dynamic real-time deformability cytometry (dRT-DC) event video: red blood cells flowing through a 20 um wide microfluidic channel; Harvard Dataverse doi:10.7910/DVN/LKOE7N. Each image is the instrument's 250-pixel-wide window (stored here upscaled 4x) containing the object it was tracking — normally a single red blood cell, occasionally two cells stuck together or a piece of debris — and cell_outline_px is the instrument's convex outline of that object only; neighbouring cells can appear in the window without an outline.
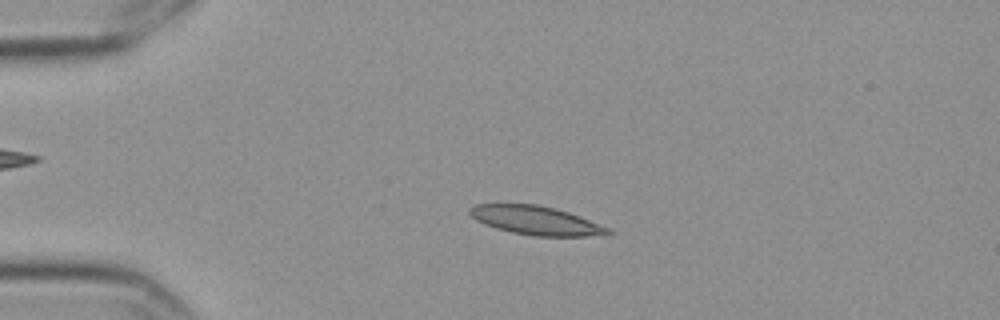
{"species": "Egyptian fruit bat (a non-hibernating species)", "species_latin": "Rousettus aegyptiacus", "temperature_condition": "cold", "stored_images_in_passage": 14, "camera_frame_rate_fps": 3000, "um_per_image_px": 0.085, "frame": {"image": 1, "passage_image": 3, "time_ms": 0.667, "image_size_px": [1000, 320], "cell_outline_px": [[612, 232], [608, 236], [536, 236], [512, 232], [496, 228], [484, 224], [476, 220], [468, 212], [468, 208], [476, 204], [536, 204], [556, 208], [580, 216], [612, 228]], "centroid_in_image_um": [45.62, 18.74], "position_along_channel_um": 39.4, "area_um2": 23.41}}
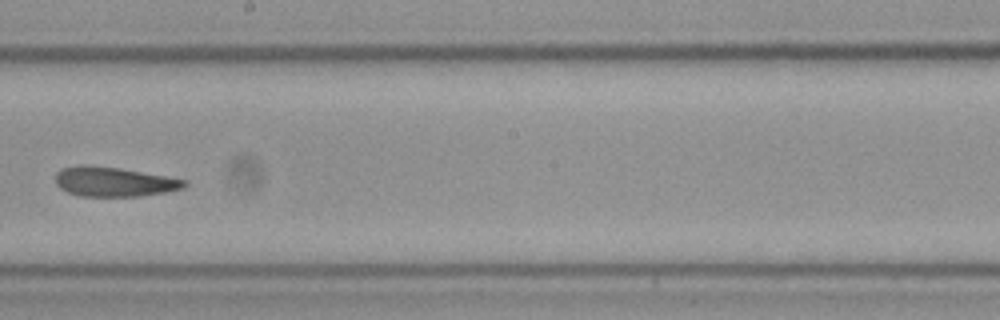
{"frame": {"image": 2, "passage_image": 8, "time_ms": 2.333, "image_size_px": [1000, 320], "cell_outline_px": [[188, 184], [184, 188], [164, 192], [140, 196], [80, 196], [68, 192], [60, 188], [56, 184], [56, 172], [60, 168], [80, 164], [84, 164], [120, 168], [168, 176], [188, 180]], "centroid_in_image_um": [9.68, 15.43], "position_along_channel_um": 238.5, "area_um2": 22.43}}
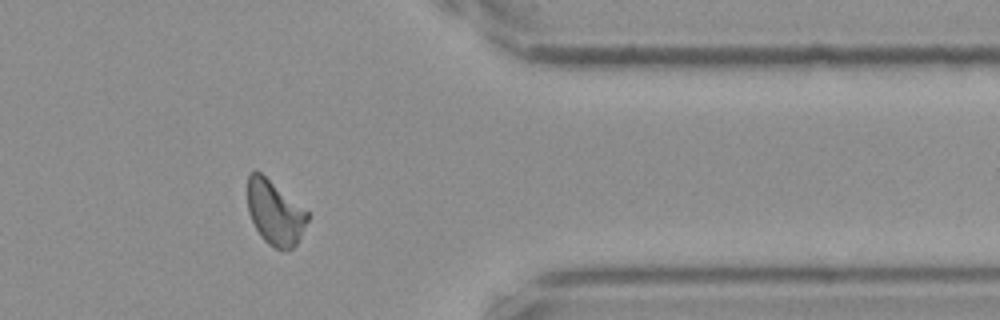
{"frame": {"image": 3, "passage_image": 12, "time_ms": 3.667, "image_size_px": [1000, 320], "cell_outline_px": [[308, 220], [296, 244], [292, 248], [276, 248], [268, 244], [260, 236], [248, 212], [248, 172], [252, 168], [256, 168], [308, 212]], "centroid_in_image_um": [23.33, 18.02], "position_along_channel_um": 388.1, "area_um2": 22.25}}